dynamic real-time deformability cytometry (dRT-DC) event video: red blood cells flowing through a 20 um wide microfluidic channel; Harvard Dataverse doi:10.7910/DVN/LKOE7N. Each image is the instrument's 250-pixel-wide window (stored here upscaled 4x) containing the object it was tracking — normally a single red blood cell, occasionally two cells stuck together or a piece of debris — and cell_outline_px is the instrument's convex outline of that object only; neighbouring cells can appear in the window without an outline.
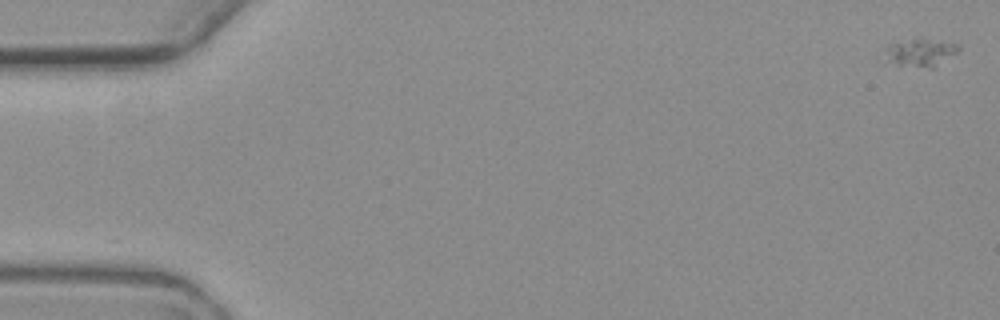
{"species": "common noctule bat (a hibernating species)", "species_latin": "Nyctalus noctula", "temperature_condition": "warm", "stored_images_in_passage": 6, "camera_frame_rate_fps": 3000, "um_per_image_px": 0.085, "animal": {"sex": "female", "body_mass_g": 19.3, "forearm_length_mm": 54.1}, "frame": {"image": 1, "passage_image": 1, "time_ms": 0.0, "image_size_px": [1000, 320], "cell_outline_px": [[960, 48], [956, 52], [932, 68], [880, 64], [876, 60], [884, 48], [888, 44], [924, 36], [960, 44]], "centroid_in_image_um": [78.01, 4.46], "position_along_channel_um": 7.0, "area_um2": 13.18}}
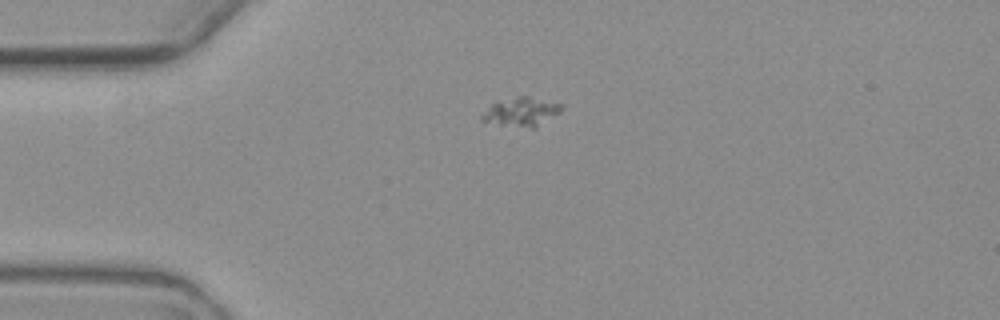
{"frame": {"image": 2, "passage_image": 4, "time_ms": 4.667, "image_size_px": [1000, 320], "cell_outline_px": [[564, 108], [560, 112], [536, 128], [532, 128], [500, 124], [480, 120], [480, 116], [496, 100], [520, 96], [528, 96], [564, 104]], "centroid_in_image_um": [44.35, 9.49], "position_along_channel_um": 40.7, "area_um2": 13.41}}
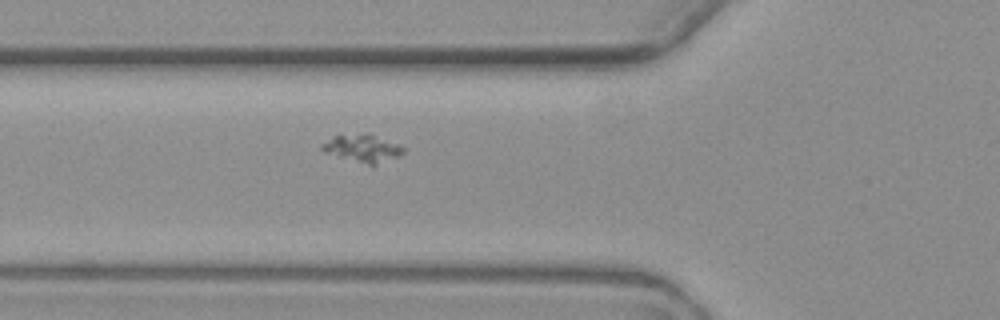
{"frame": {"image": 3, "passage_image": 6, "time_ms": 7.0, "image_size_px": [1000, 320], "cell_outline_px": [[404, 152], [400, 156], [372, 168], [324, 152], [320, 148], [320, 144], [332, 136], [364, 132], [368, 132], [400, 144], [404, 148]], "centroid_in_image_um": [30.84, 12.63], "position_along_channel_um": 95.0, "area_um2": 13.99}}